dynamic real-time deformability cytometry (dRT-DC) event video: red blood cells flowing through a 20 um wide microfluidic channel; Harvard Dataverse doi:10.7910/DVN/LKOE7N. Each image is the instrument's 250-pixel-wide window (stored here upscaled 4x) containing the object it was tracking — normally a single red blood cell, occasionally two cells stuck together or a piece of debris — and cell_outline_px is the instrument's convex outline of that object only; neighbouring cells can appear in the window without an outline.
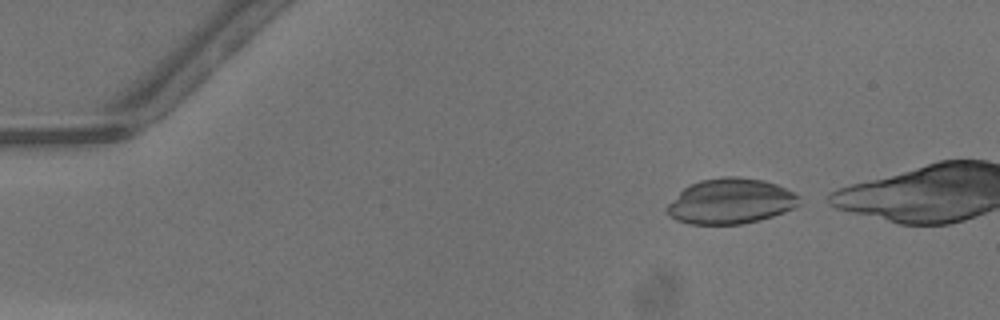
{"species": "common noctule bat (a hibernating species)", "species_latin": "Nyctalus noctula", "temperature_condition": "warm", "stored_images_in_passage": 38, "camera_frame_rate_fps": 3000, "um_per_image_px": 0.085, "animal": {"sex": "male", "body_mass_g": 13.3}, "frame": {"image": 1, "passage_image": 2, "time_ms": 0.333, "image_size_px": [1000, 320], "cell_outline_px": [[800, 204], [784, 212], [760, 220], [740, 224], [688, 224], [676, 220], [668, 216], [664, 212], [664, 208], [688, 184], [700, 180], [720, 176], [740, 176], [764, 180], [776, 184], [800, 196]], "centroid_in_image_um": [62.06, 17.1], "position_along_channel_um": 22.9, "area_um2": 35.26}}
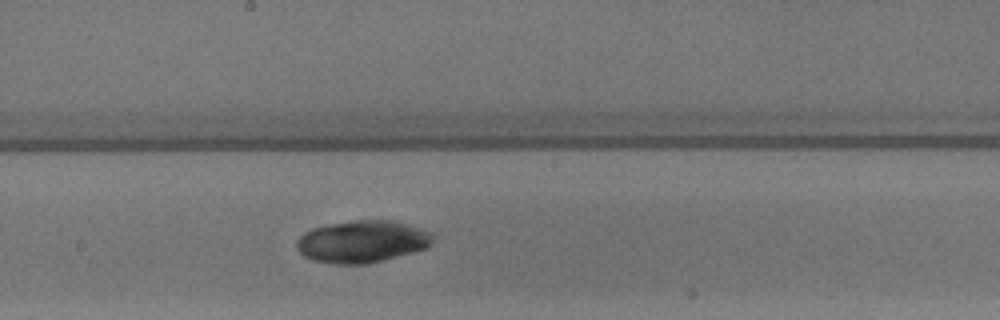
{"frame": {"image": 2, "passage_image": 22, "time_ms": 7.0, "image_size_px": [1000, 320], "cell_outline_px": [[436, 236], [428, 248], [368, 264], [336, 264], [312, 260], [304, 256], [296, 248], [296, 240], [304, 232], [312, 228], [332, 224], [356, 220], [396, 220], [432, 232]], "centroid_in_image_um": [30.82, 20.53], "position_along_channel_um": 217.4, "area_um2": 33.7}}
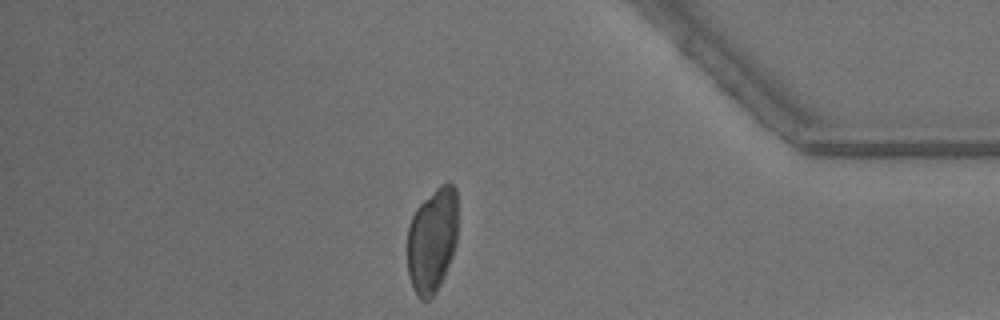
{"frame": {"image": 3, "passage_image": 37, "time_ms": 12.0, "image_size_px": [1000, 320], "cell_outline_px": [[456, 244], [452, 256], [444, 276], [436, 292], [428, 300], [420, 300], [416, 296], [412, 288], [408, 276], [408, 224], [416, 208], [440, 184], [452, 184], [456, 188]], "centroid_in_image_um": [36.71, 20.45], "position_along_channel_um": 398.5, "area_um2": 30.87}}